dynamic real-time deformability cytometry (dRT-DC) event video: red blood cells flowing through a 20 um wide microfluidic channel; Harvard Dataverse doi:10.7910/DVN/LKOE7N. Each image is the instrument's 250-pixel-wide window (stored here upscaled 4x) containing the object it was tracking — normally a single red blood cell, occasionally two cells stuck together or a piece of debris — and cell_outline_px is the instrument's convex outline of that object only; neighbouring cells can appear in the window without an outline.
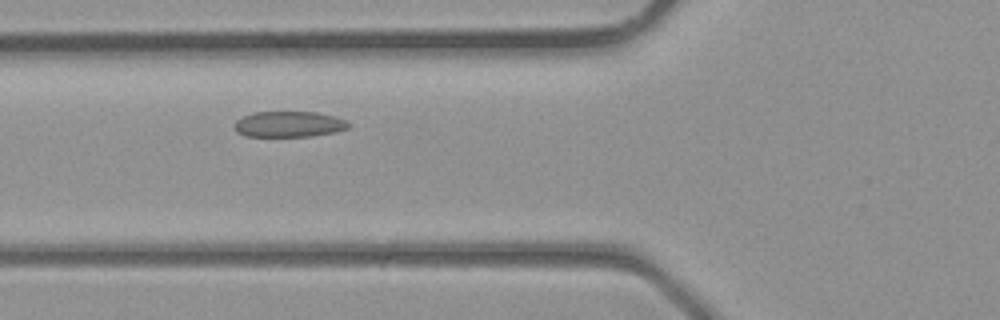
{"species": "common noctule bat (a hibernating species)", "species_latin": "Nyctalus noctula", "temperature_condition": "room temperature", "stored_images_in_passage": 29, "camera_frame_rate_fps": 3000, "um_per_image_px": 0.085, "animal": {"sex": "male", "body_mass_g": 23.1, "forearm_length_mm": 52.7}, "frame": {"image": 1, "passage_image": 5, "time_ms": 1.333, "image_size_px": [1000, 320], "cell_outline_px": [[352, 124], [348, 128], [336, 132], [308, 136], [244, 136], [236, 132], [236, 120], [252, 112], [316, 112], [336, 116]], "centroid_in_image_um": [24.58, 10.55], "position_along_channel_um": 101.2, "area_um2": 17.11}}
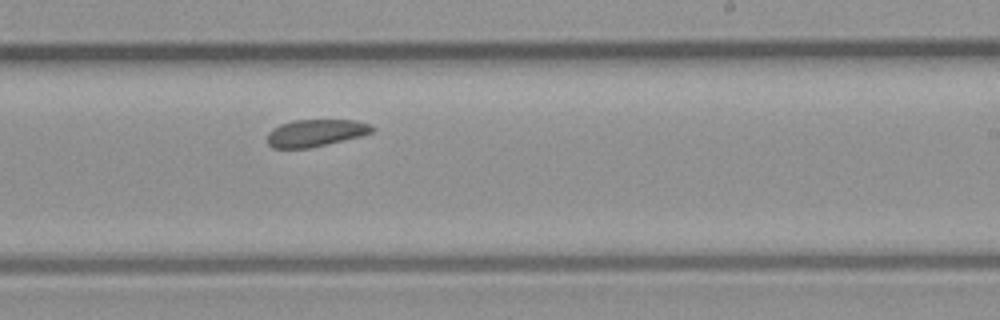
{"frame": {"image": 2, "passage_image": 14, "time_ms": 4.333, "image_size_px": [1000, 320], "cell_outline_px": [[372, 132], [360, 136], [308, 148], [272, 148], [268, 144], [268, 132], [272, 128], [280, 124], [296, 120], [356, 120], [372, 124]], "centroid_in_image_um": [26.8, 11.29], "position_along_channel_um": 262.2, "area_um2": 16.42}}
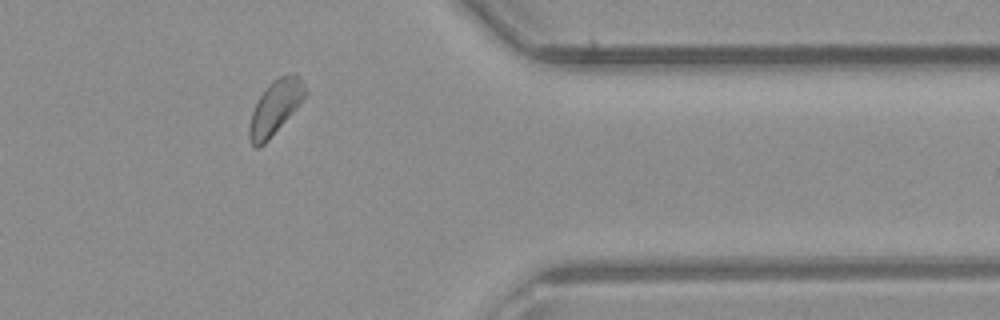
{"frame": {"image": 3, "passage_image": 22, "time_ms": 7.0, "image_size_px": [1000, 320], "cell_outline_px": [[308, 92], [296, 108], [268, 140], [260, 148], [256, 148], [248, 140], [248, 128], [252, 112], [260, 96], [268, 84], [272, 80], [280, 76], [292, 72], [296, 72], [304, 80]], "centroid_in_image_um": [23.41, 9.09], "position_along_channel_um": 388.0, "area_um2": 17.74}}